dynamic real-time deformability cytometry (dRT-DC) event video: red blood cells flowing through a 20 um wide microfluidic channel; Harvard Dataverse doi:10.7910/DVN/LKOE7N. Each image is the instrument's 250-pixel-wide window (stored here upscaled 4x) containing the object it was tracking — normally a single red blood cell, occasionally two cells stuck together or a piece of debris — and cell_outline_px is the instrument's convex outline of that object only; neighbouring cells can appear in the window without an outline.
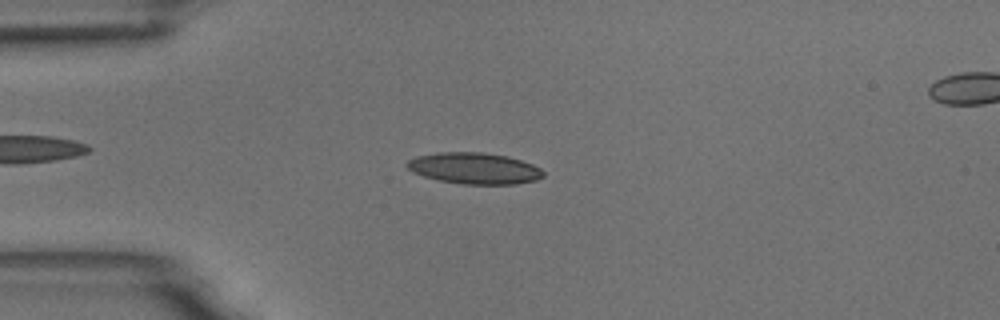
{"species": "common noctule bat (a hibernating species)", "species_latin": "Nyctalus noctula", "temperature_condition": "room temperature", "stored_images_in_passage": 54, "camera_frame_rate_fps": 3000, "um_per_image_px": 0.085, "animal": {"sex": "male", "body_mass_g": 18.8}, "frame": {"image": 1, "passage_image": 13, "time_ms": 4.0, "image_size_px": [1000, 320], "cell_outline_px": [[544, 176], [536, 180], [516, 184], [464, 184], [440, 180], [424, 176], [412, 172], [404, 164], [408, 160], [416, 156], [440, 152], [480, 152], [508, 156], [532, 164], [540, 168], [544, 172]], "centroid_in_image_um": [40.31, 14.3], "position_along_channel_um": 44.7, "area_um2": 24.8}}
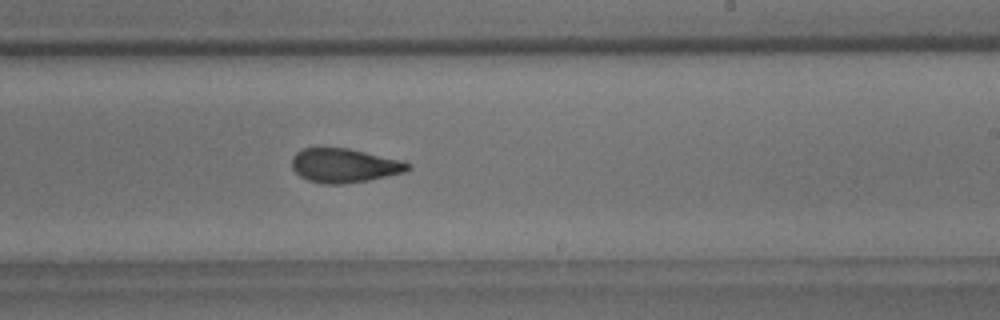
{"frame": {"image": 2, "passage_image": 32, "time_ms": 10.333, "image_size_px": [1000, 320], "cell_outline_px": [[412, 168], [404, 172], [368, 180], [340, 184], [324, 184], [308, 180], [300, 176], [292, 168], [292, 156], [296, 152], [304, 148], [348, 148], [400, 160], [412, 164]], "centroid_in_image_um": [29.26, 14.07], "position_along_channel_um": 259.7, "area_um2": 22.89}}
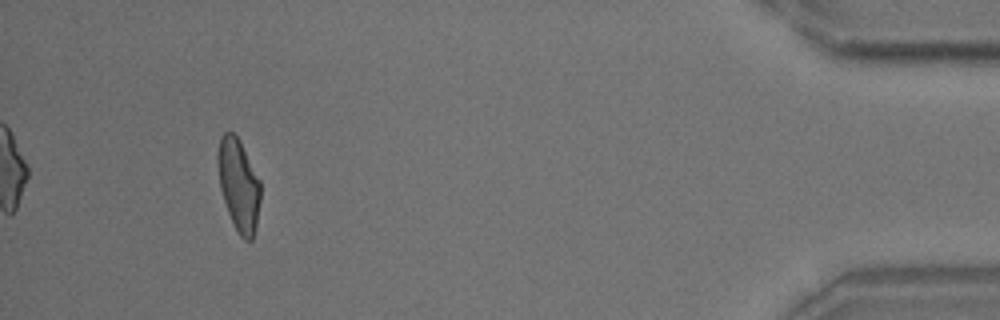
{"frame": {"image": 3, "passage_image": 50, "time_ms": 16.333, "image_size_px": [1000, 320], "cell_outline_px": [[260, 200], [256, 224], [252, 240], [244, 240], [240, 236], [228, 212], [220, 188], [216, 160], [216, 152], [220, 136], [224, 132], [232, 132], [240, 140], [260, 180]], "centroid_in_image_um": [20.26, 15.66], "position_along_channel_um": 414.9, "area_um2": 22.95}, "authors_computed_cell_mechanics": {"area_um2": 23.4668, "velocity_mm_per_s": 3.6782, "shape_relaxation_time_tau1_ms": 6.5652, "shape_relaxation_time_tau2_ms": 2.2223, "deformation_change_tau1": 0.1946, "deformation_change_tau2": 0.0899}}